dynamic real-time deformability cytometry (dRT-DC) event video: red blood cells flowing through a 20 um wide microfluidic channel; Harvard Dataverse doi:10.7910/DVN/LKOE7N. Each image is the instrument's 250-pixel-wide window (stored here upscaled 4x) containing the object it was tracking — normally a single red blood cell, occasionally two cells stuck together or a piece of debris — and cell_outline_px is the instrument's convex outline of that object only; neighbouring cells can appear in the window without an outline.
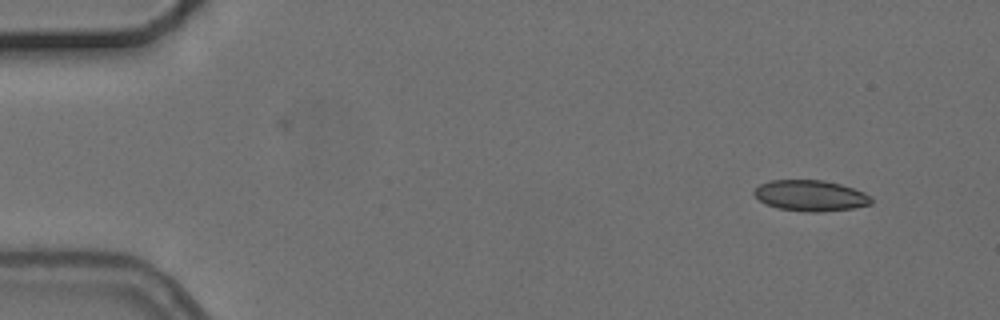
{"species": "common noctule bat (a hibernating species)", "species_latin": "Nyctalus noctula", "temperature_condition": "cold", "stored_images_in_passage": 3, "camera_frame_rate_fps": 3000, "um_per_image_px": 0.085, "animal": {"sex": "female", "body_mass_g": 24.6, "forearm_length_mm": 56.2}, "frame": {"image": 1, "passage_image": 3, "time_ms": 3.0, "image_size_px": [1000, 320], "cell_outline_px": [[872, 204], [852, 208], [820, 212], [808, 212], [780, 208], [764, 204], [752, 192], [760, 184], [772, 180], [824, 180], [840, 184], [864, 192], [872, 196]], "centroid_in_image_um": [68.91, 16.63], "position_along_channel_um": 16.1, "area_um2": 21.04}}